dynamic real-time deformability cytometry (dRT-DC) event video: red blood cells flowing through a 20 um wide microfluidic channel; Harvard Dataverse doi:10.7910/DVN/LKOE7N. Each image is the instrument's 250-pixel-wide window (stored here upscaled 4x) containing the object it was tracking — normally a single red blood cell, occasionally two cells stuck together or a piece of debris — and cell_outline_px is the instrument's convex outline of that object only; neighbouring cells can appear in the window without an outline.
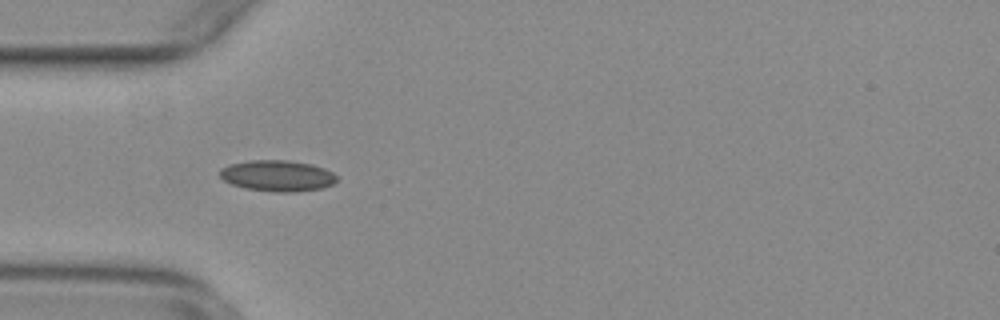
{"species": "common noctule bat (a hibernating species)", "species_latin": "Nyctalus noctula", "temperature_condition": "warm", "stored_images_in_passage": 42, "camera_frame_rate_fps": 3000, "um_per_image_px": 0.085, "animal": {"sex": "female", "body_mass_g": 29.2, "forearm_length_mm": 56.3}, "frame": {"image": 1, "passage_image": 8, "time_ms": 2.333, "image_size_px": [1000, 320], "cell_outline_px": [[336, 180], [332, 184], [324, 188], [296, 192], [276, 192], [244, 188], [232, 184], [224, 180], [220, 176], [220, 168], [228, 164], [248, 160], [288, 160], [312, 164], [324, 168], [332, 172], [336, 176]], "centroid_in_image_um": [23.57, 14.93], "position_along_channel_um": 61.4, "area_um2": 21.33}}
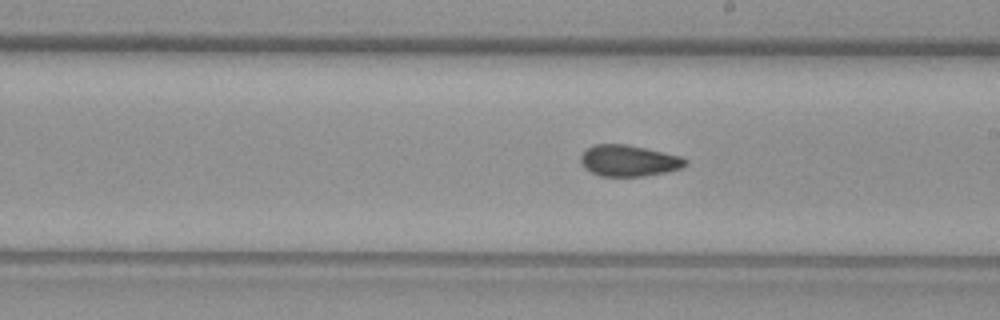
{"frame": {"image": 2, "passage_image": 22, "time_ms": 7.0, "image_size_px": [1000, 320], "cell_outline_px": [[688, 164], [680, 168], [664, 172], [644, 176], [600, 176], [588, 172], [580, 164], [580, 156], [592, 144], [628, 144], [664, 152], [680, 156], [688, 160]], "centroid_in_image_um": [53.4, 13.66], "position_along_channel_um": 235.6, "area_um2": 19.25}}
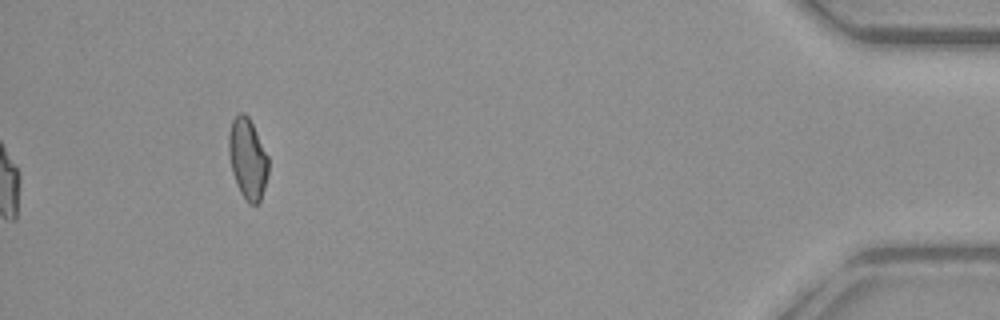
{"frame": {"image": 3, "passage_image": 42, "time_ms": 13.667, "image_size_px": [1000, 320], "cell_outline_px": [[268, 172], [260, 204], [248, 204], [244, 200], [236, 184], [232, 172], [228, 152], [228, 136], [232, 120], [240, 112], [244, 112], [248, 116], [268, 156]], "centroid_in_image_um": [21.04, 13.53], "position_along_channel_um": 414.2, "area_um2": 18.73}, "authors_computed_cell_mechanics": {"area_um2": 19.4786, "velocity_mm_per_s": 3.7535, "shape_relaxation_time_tau1_ms": null, "shape_relaxation_time_tau2_ms": 3.1448, "deformation_change_tau1": null, "deformation_change_tau2": 0.0876}}